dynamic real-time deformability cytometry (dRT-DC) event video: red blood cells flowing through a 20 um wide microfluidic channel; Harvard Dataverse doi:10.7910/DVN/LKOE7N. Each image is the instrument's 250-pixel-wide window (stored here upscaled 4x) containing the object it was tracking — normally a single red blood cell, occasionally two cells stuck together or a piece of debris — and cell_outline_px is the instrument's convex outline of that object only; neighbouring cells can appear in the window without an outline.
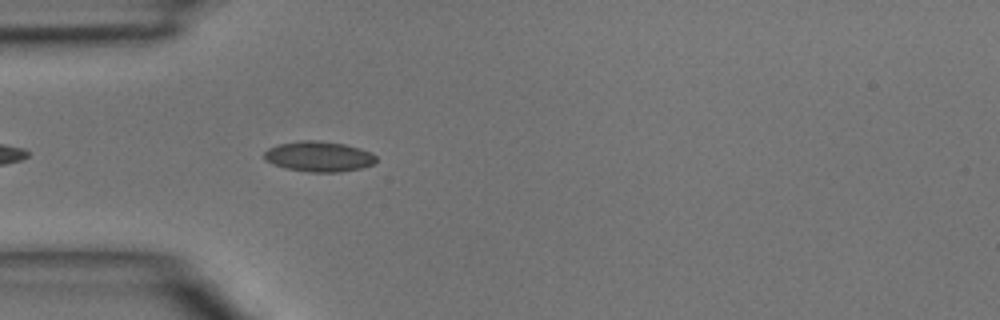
{"species": "common noctule bat (a hibernating species)", "species_latin": "Nyctalus noctula", "temperature_condition": "room temperature", "stored_images_in_passage": 7, "camera_frame_rate_fps": 3000, "um_per_image_px": 0.085, "animal": {"sex": "male", "body_mass_g": 15.6}, "frame": {"image": 1, "passage_image": 1, "time_ms": 0.0, "image_size_px": [1000, 320], "cell_outline_px": [[376, 160], [372, 164], [360, 168], [340, 172], [308, 172], [284, 168], [272, 164], [264, 160], [264, 152], [268, 148], [276, 144], [300, 140], [316, 140], [344, 144], [360, 148], [372, 152], [376, 156]], "centroid_in_image_um": [27.06, 13.3], "position_along_channel_um": 57.9, "area_um2": 20.0}}